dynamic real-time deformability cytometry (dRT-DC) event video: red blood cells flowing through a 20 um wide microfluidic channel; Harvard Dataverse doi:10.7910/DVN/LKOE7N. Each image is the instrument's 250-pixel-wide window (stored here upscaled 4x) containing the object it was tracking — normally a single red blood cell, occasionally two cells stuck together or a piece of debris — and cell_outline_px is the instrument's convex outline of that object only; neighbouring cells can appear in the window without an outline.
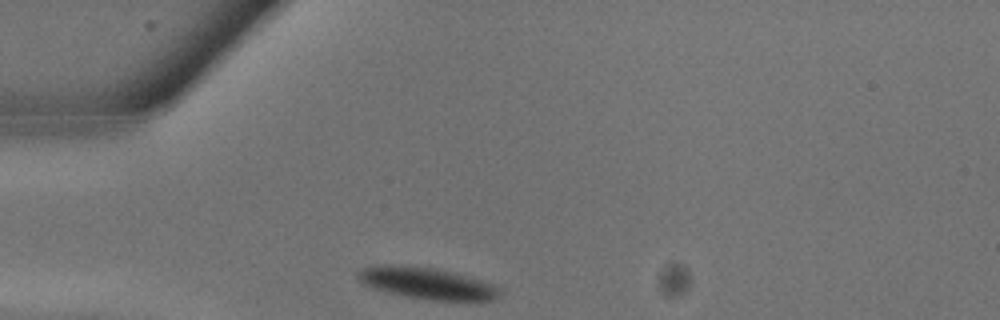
{"species": "common noctule bat (a hibernating species)", "species_latin": "Nyctalus noctula", "temperature_condition": "warm", "stored_images_in_passage": 5, "camera_frame_rate_fps": 3000, "um_per_image_px": 0.085, "animal": {"sex": "male", "body_mass_g": 13.3}, "frame": {"image": 1, "passage_image": 1, "time_ms": 0.0, "image_size_px": [1000, 320], "cell_outline_px": [[504, 288], [492, 300], [428, 300], [388, 292], [364, 284], [356, 276], [356, 272], [364, 268], [380, 264], [396, 264], [432, 268], [468, 276]], "centroid_in_image_um": [36.28, 24.06], "position_along_channel_um": 48.7, "area_um2": 25.72}}
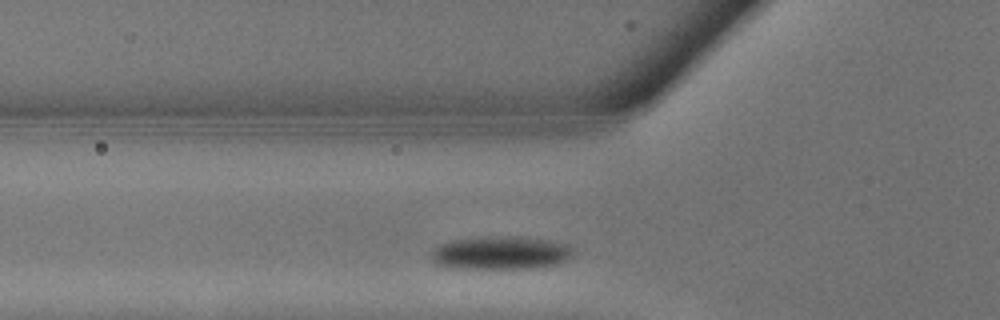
{"frame": {"image": 2, "passage_image": 3, "time_ms": 0.667, "image_size_px": [1000, 320], "cell_outline_px": [[576, 252], [572, 256], [556, 264], [528, 268], [448, 268], [436, 264], [432, 260], [432, 252], [440, 244], [448, 240], [480, 236], [520, 236], [552, 240], [568, 244]], "centroid_in_image_um": [42.55, 21.47], "position_along_channel_um": 83.2, "area_um2": 27.86}}
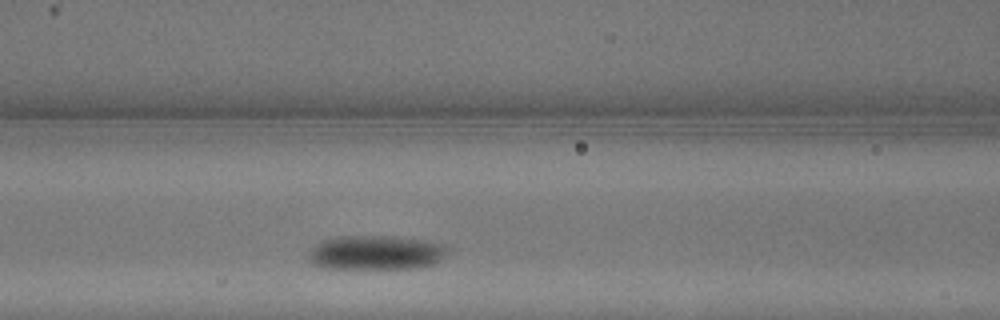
{"frame": {"image": 3, "passage_image": 5, "time_ms": 1.333, "image_size_px": [1000, 320], "cell_outline_px": [[448, 252], [440, 260], [432, 264], [420, 268], [320, 268], [312, 264], [308, 260], [308, 252], [316, 244], [324, 240], [340, 236], [388, 236], [420, 240], [448, 244]], "centroid_in_image_um": [31.94, 21.48], "position_along_channel_um": 134.7, "area_um2": 27.92}}